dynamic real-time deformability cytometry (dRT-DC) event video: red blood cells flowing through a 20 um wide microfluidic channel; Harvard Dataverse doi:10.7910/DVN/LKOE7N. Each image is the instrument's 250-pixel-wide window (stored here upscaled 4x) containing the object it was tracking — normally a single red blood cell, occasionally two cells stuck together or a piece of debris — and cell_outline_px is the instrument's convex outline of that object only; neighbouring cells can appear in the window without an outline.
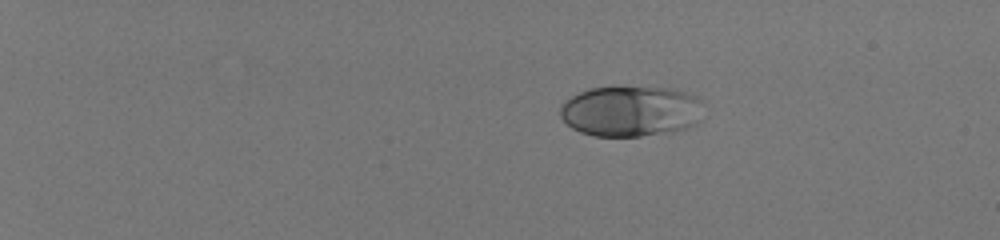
{"species": "human", "species_latin": "Homo sapiens", "temperature_condition": "room temperature", "stored_images_in_passage": 46, "camera_frame_rate_fps": 3000, "um_per_image_px": 0.085, "donor": {"sex": "male"}, "frame": {"image": 1, "passage_image": 1, "time_ms": 0.0, "image_size_px": [1000, 240], "cell_outline_px": [[700, 120], [688, 128], [676, 132], [640, 136], [596, 136], [580, 132], [572, 128], [560, 116], [560, 104], [572, 96], [588, 88], [668, 88], [684, 92], [696, 96], [700, 100]], "centroid_in_image_um": [53.6, 9.47], "position_along_channel_um": 31.4, "area_um2": 42.14}}
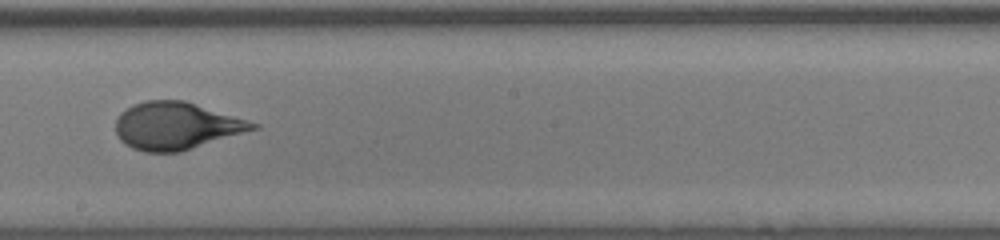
{"frame": {"image": 2, "passage_image": 27, "time_ms": 8.667, "image_size_px": [1000, 240], "cell_outline_px": [[260, 128], [180, 152], [144, 152], [132, 148], [124, 144], [120, 140], [116, 132], [116, 120], [120, 112], [132, 104], [144, 100], [184, 100], [260, 124]], "centroid_in_image_um": [14.96, 10.7], "position_along_channel_um": 233.2, "area_um2": 37.97}}
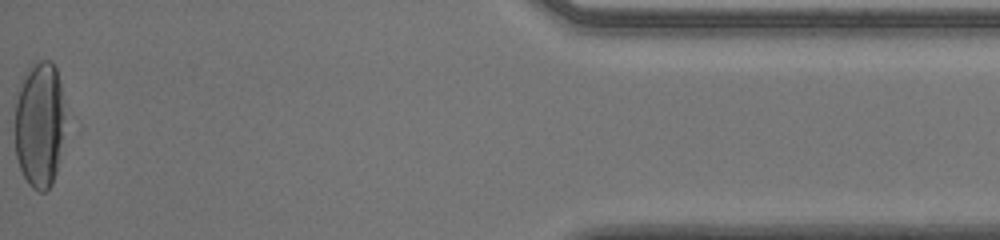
{"frame": {"image": 3, "passage_image": 46, "time_ms": 15.0, "image_size_px": [1000, 240], "cell_outline_px": [[64, 116], [56, 172], [52, 184], [44, 192], [40, 192], [32, 188], [28, 184], [20, 168], [16, 156], [16, 104], [20, 88], [28, 68], [40, 60], [52, 60], [56, 68], [60, 84]], "centroid_in_image_um": [3.35, 10.6], "position_along_channel_um": 431.9, "area_um2": 36.13}, "authors_computed_cell_mechanics": {"area_um2": 37.9746, "velocity_mm_per_s": 4.0016, "shape_relaxation_time_tau1_ms": 3.6685, "shape_relaxation_time_tau2_ms": null, "deformation_change_tau1": 0.202, "deformation_change_tau2": null}}